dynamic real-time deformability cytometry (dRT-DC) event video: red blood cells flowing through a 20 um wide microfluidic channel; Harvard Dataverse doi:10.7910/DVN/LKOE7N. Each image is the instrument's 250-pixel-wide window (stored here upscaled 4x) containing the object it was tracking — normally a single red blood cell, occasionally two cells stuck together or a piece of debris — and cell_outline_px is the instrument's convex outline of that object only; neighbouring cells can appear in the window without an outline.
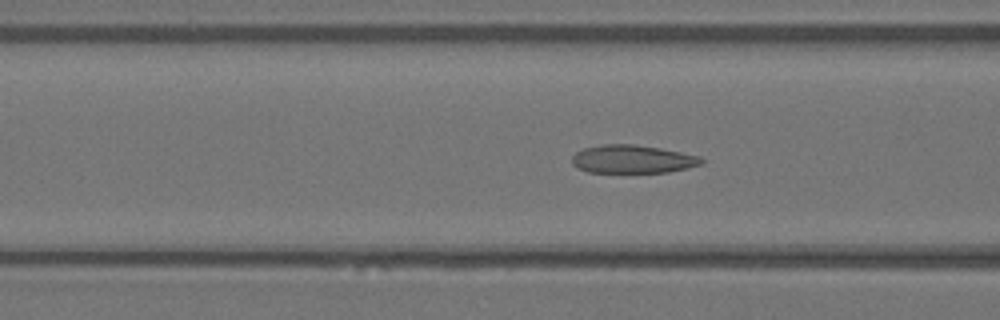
{"species": "Egyptian fruit bat (a non-hibernating species)", "species_latin": "Rousettus aegyptiacus", "temperature_condition": "warm", "stored_images_in_passage": 35, "camera_frame_rate_fps": 3000, "um_per_image_px": 0.085, "animal": {"sex": "female"}, "frame": {"image": 1, "passage_image": 6, "time_ms": 1.667, "image_size_px": [1000, 320], "cell_outline_px": [[704, 164], [688, 168], [668, 172], [588, 172], [572, 164], [572, 156], [576, 152], [584, 148], [600, 144], [636, 144], [660, 148], [700, 156], [704, 160]], "centroid_in_image_um": [53.79, 13.52], "position_along_channel_um": 112.8, "area_um2": 21.33}}
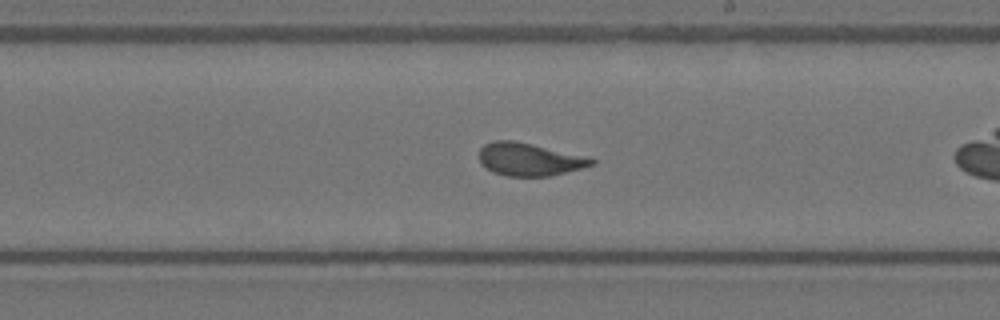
{"frame": {"image": 2, "passage_image": 17, "time_ms": 5.333, "image_size_px": [1000, 320], "cell_outline_px": [[596, 164], [548, 176], [508, 176], [492, 172], [480, 160], [480, 148], [484, 144], [496, 140], [512, 140], [532, 144], [588, 156], [596, 160]], "centroid_in_image_um": [45.02, 13.53], "position_along_channel_um": 244.0, "area_um2": 21.27}}
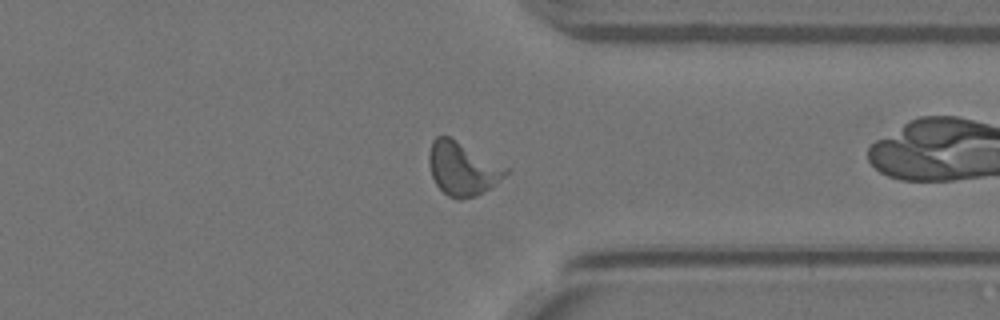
{"frame": {"image": 3, "passage_image": 28, "time_ms": 9.0, "image_size_px": [1000, 320], "cell_outline_px": [[512, 168], [492, 188], [476, 196], [460, 200], [456, 200], [448, 196], [436, 184], [432, 176], [428, 160], [428, 152], [432, 140], [436, 136], [448, 136]], "centroid_in_image_um": [39.34, 14.34], "position_along_channel_um": 372.1, "area_um2": 24.28}, "authors_computed_cell_mechanics": {"area_um2": 21.5594, "velocity_mm_per_s": 3.5717, "shape_relaxation_time_tau1_ms": 5.6122, "shape_relaxation_time_tau2_ms": 1.0234, "deformation_change_tau1": 0.1418, "deformation_change_tau2": 0.0793}}